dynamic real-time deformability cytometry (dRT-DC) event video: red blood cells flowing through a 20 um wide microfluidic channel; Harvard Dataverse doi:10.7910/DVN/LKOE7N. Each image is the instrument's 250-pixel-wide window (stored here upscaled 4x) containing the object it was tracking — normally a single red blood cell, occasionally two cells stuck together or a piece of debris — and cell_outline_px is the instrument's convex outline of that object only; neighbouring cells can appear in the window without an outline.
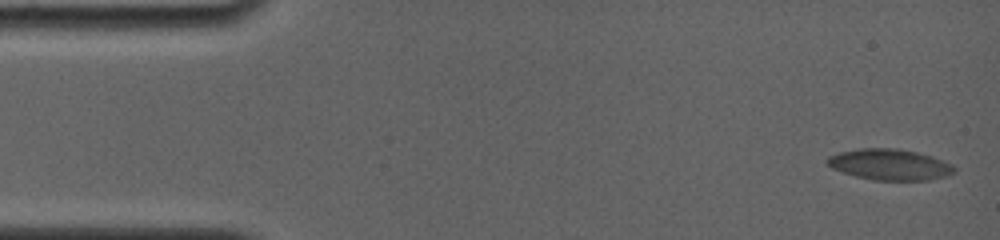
{"species": "common noctule bat (a hibernating species)", "species_latin": "Nyctalus noctula", "temperature_condition": "room temperature", "stored_images_in_passage": 20, "camera_frame_rate_fps": 4000, "um_per_image_px": 0.085, "animal": {"sex": "female", "body_mass_g": 19.0, "forearm_length_mm": 56.7}, "frame": {"image": 1, "passage_image": 1, "time_ms": 0.0, "image_size_px": [1000, 240], "cell_outline_px": [[956, 172], [948, 176], [928, 180], [872, 180], [856, 176], [832, 168], [824, 160], [828, 156], [840, 152], [860, 148], [896, 148], [916, 152], [932, 156], [952, 164], [956, 168]], "centroid_in_image_um": [75.65, 13.99], "position_along_channel_um": 9.4, "area_um2": 23.0}}
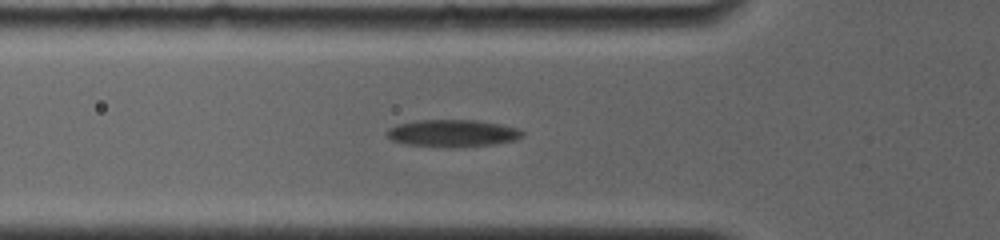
{"frame": {"image": 2, "passage_image": 12, "time_ms": 5.25, "image_size_px": [1000, 240], "cell_outline_px": [[524, 136], [516, 140], [496, 144], [452, 148], [448, 148], [404, 144], [392, 140], [384, 132], [388, 128], [396, 124], [416, 120], [476, 120], [500, 124], [520, 128], [524, 132]], "centroid_in_image_um": [38.47, 11.33], "position_along_channel_um": 87.3, "area_um2": 21.96}}
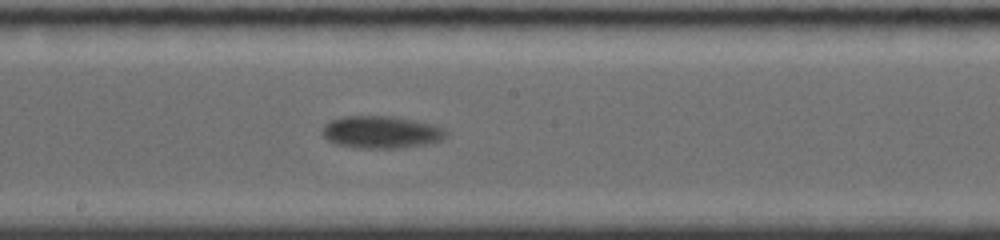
{"frame": {"image": 3, "passage_image": 20, "time_ms": 8.75, "image_size_px": [1000, 240], "cell_outline_px": [[448, 136], [440, 140], [428, 144], [400, 148], [360, 148], [336, 144], [328, 140], [324, 136], [324, 124], [332, 120], [348, 116], [388, 116], [432, 124], [448, 132]], "centroid_in_image_um": [32.42, 11.24], "position_along_channel_um": 215.8, "area_um2": 22.95}}